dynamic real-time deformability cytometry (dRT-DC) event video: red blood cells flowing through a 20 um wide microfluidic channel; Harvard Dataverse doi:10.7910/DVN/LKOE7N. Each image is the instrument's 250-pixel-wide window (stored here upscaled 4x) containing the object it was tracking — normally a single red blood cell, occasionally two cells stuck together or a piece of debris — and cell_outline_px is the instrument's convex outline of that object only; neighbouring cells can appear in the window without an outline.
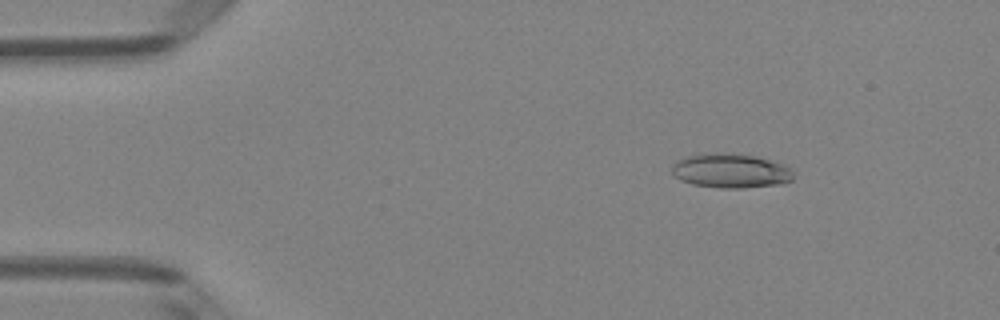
{"species": "Egyptian fruit bat (a non-hibernating species)", "species_latin": "Rousettus aegyptiacus", "temperature_condition": "room temperature", "stored_images_in_passage": 50, "camera_frame_rate_fps": 3000, "um_per_image_px": 0.085, "animal": {"sex": "female"}, "frame": {"image": 1, "passage_image": 7, "time_ms": 2.0, "image_size_px": [1000, 320], "cell_outline_px": [[792, 180], [780, 184], [744, 188], [720, 188], [692, 184], [680, 180], [672, 176], [672, 164], [676, 160], [684, 156], [704, 152], [728, 152], [756, 156], [784, 164], [792, 168]], "centroid_in_image_um": [62.06, 14.49], "position_along_channel_um": 22.9, "area_um2": 24.91}}
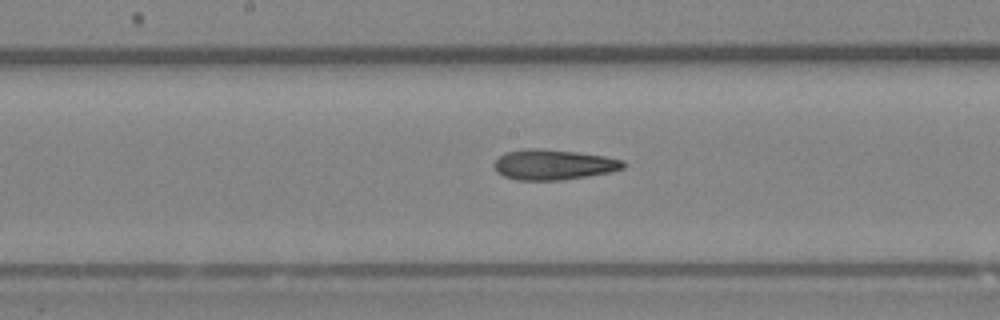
{"frame": {"image": 2, "passage_image": 26, "time_ms": 8.333, "image_size_px": [1000, 320], "cell_outline_px": [[624, 168], [612, 172], [588, 176], [560, 180], [516, 180], [504, 176], [496, 172], [492, 164], [500, 156], [508, 152], [524, 148], [540, 148], [576, 152], [604, 156], [624, 160]], "centroid_in_image_um": [47.03, 13.99], "position_along_channel_um": 201.2, "area_um2": 22.89}}
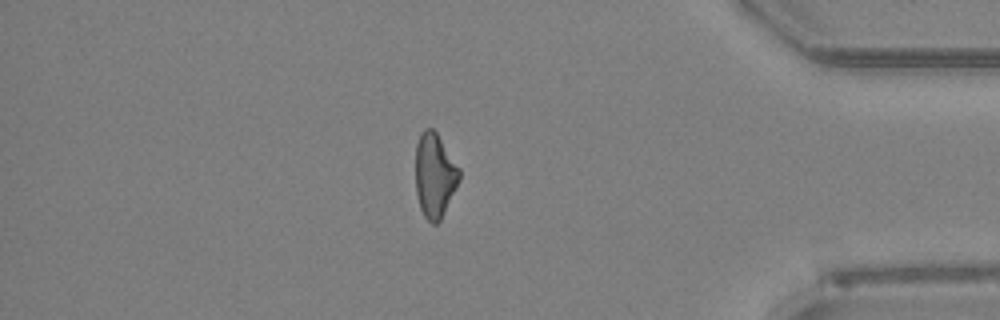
{"frame": {"image": 3, "passage_image": 43, "time_ms": 14.0, "image_size_px": [1000, 320], "cell_outline_px": [[460, 180], [440, 220], [436, 224], [432, 224], [424, 216], [420, 208], [416, 192], [416, 144], [420, 132], [424, 128], [432, 128], [436, 132], [460, 168]], "centroid_in_image_um": [36.94, 14.89], "position_along_channel_um": 398.3, "area_um2": 21.5}, "authors_computed_cell_mechanics": {"area_um2": 22.8888, "velocity_mm_per_s": 4.0532, "shape_relaxation_time_tau1_ms": null, "shape_relaxation_time_tau2_ms": 4.8481, "deformation_change_tau1": null, "deformation_change_tau2": 0.1571}}